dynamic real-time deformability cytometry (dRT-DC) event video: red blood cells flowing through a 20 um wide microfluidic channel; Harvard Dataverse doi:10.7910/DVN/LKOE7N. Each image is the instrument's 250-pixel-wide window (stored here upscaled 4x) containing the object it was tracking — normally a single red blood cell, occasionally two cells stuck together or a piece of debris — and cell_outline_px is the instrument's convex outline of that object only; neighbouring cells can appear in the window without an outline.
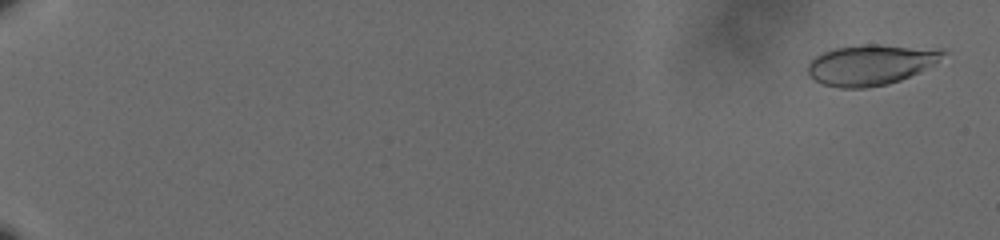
{"species": "human", "species_latin": "Homo sapiens", "temperature_condition": "cold", "stored_images_in_passage": 61, "camera_frame_rate_fps": 3000, "um_per_image_px": 0.085, "donor": {"sex": "male"}, "frame": {"image": 1, "passage_image": 3, "time_ms": 0.667, "image_size_px": [1000, 240], "cell_outline_px": [[948, 52], [924, 68], [900, 80], [888, 84], [868, 88], [840, 88], [824, 84], [808, 76], [808, 64], [816, 56], [824, 52], [836, 48], [860, 44], [880, 44], [944, 48]], "centroid_in_image_um": [74.0, 5.48], "position_along_channel_um": 11.0, "area_um2": 31.79}}
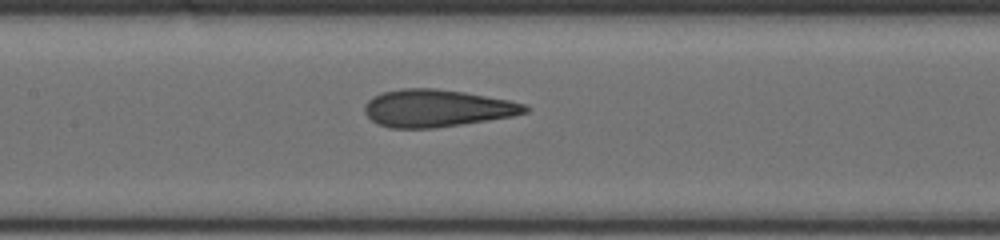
{"frame": {"image": 2, "passage_image": 34, "time_ms": 11.0, "image_size_px": [1000, 240], "cell_outline_px": [[528, 112], [512, 116], [488, 120], [436, 128], [388, 128], [372, 120], [364, 112], [364, 104], [372, 96], [380, 92], [404, 88], [436, 88], [464, 92], [508, 100], [528, 104]], "centroid_in_image_um": [37.11, 9.19], "position_along_channel_um": 170.3, "area_um2": 35.03}}
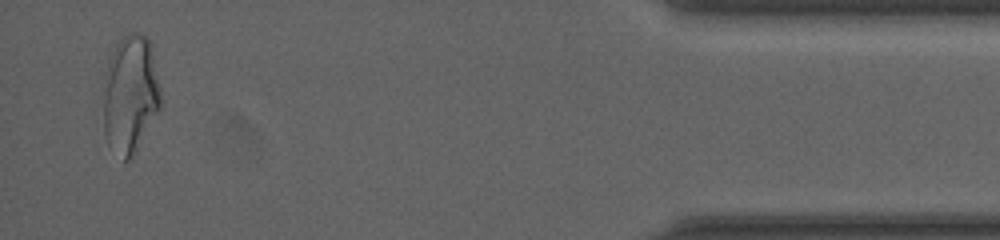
{"frame": {"image": 3, "passage_image": 60, "time_ms": 19.667, "image_size_px": [1000, 240], "cell_outline_px": [[160, 108], [136, 152], [128, 160], [124, 160], [108, 144], [104, 132], [104, 76], [108, 60], [116, 44], [128, 32], [136, 32], [144, 36], [148, 40], [152, 48], [160, 92]], "centroid_in_image_um": [11.06, 8.01], "position_along_channel_um": 424.1, "area_um2": 39.25}, "authors_computed_cell_mechanics": {"area_um2": 33.9864, "velocity_mm_per_s": 3.6201, "shape_relaxation_time_tau1_ms": null, "shape_relaxation_time_tau2_ms": 1.2752, "deformation_change_tau1": null, "deformation_change_tau2": 0.1018}}